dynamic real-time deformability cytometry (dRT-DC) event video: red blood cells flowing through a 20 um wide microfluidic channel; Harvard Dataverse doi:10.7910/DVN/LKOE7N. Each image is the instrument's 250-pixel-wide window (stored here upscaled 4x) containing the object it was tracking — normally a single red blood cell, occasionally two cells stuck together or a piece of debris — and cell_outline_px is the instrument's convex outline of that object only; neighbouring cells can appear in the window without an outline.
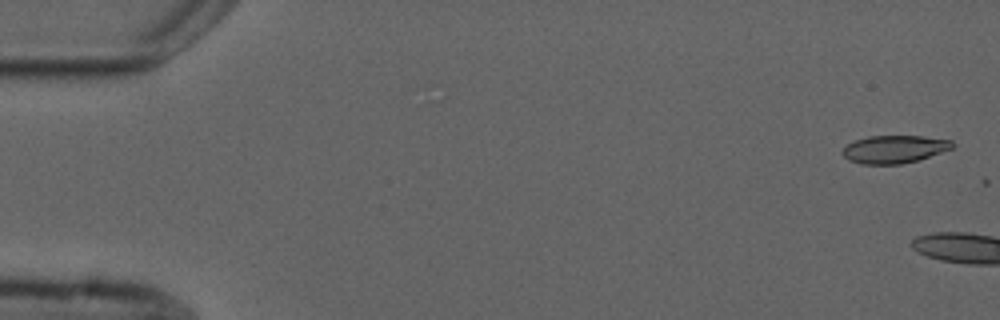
{"species": "common noctule bat (a hibernating species)", "species_latin": "Nyctalus noctula", "temperature_condition": "cold", "stored_images_in_passage": 4, "camera_frame_rate_fps": 3000, "um_per_image_px": 0.085, "animal": {"sex": "male", "forearm_length_mm": 52.5}, "frame": {"image": 1, "passage_image": 2, "time_ms": 0.333, "image_size_px": [1000, 320], "cell_outline_px": [[956, 144], [952, 148], [916, 160], [900, 164], [860, 164], [848, 160], [840, 152], [848, 144], [856, 140], [868, 136], [924, 136], [952, 140]], "centroid_in_image_um": [76.0, 12.67], "position_along_channel_um": 9.0, "area_um2": 17.69}}